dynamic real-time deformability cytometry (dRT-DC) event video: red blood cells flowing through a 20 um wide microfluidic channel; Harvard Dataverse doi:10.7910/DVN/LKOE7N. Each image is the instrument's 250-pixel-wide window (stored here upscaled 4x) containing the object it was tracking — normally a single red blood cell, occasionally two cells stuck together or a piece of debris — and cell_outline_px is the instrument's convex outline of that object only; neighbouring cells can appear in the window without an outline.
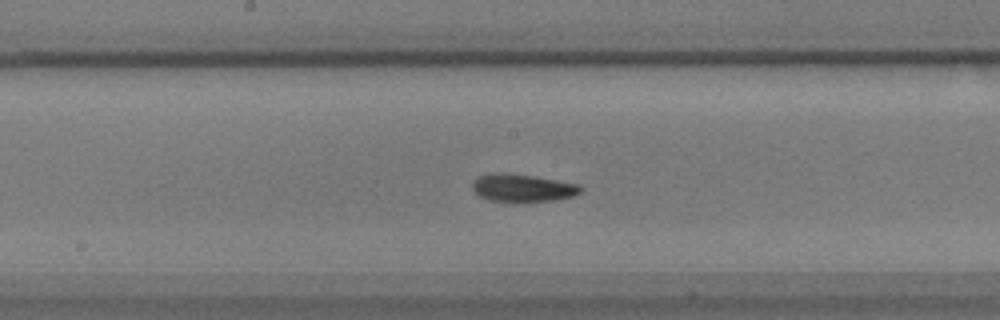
{"species": "common noctule bat (a hibernating species)", "species_latin": "Nyctalus noctula", "temperature_condition": "warm", "stored_images_in_passage": 56, "camera_frame_rate_fps": 3000, "um_per_image_px": 0.085, "animal": {"sex": "male", "body_mass_g": 17.9}, "frame": {"image": 1, "passage_image": 28, "time_ms": 9.0, "image_size_px": [1000, 320], "cell_outline_px": [[584, 188], [580, 192], [572, 196], [556, 200], [516, 204], [512, 204], [488, 200], [480, 196], [472, 188], [472, 180], [480, 176], [496, 172], [504, 172], [532, 176], [580, 184]], "centroid_in_image_um": [44.4, 16.01], "position_along_channel_um": 203.8, "area_um2": 18.09}}
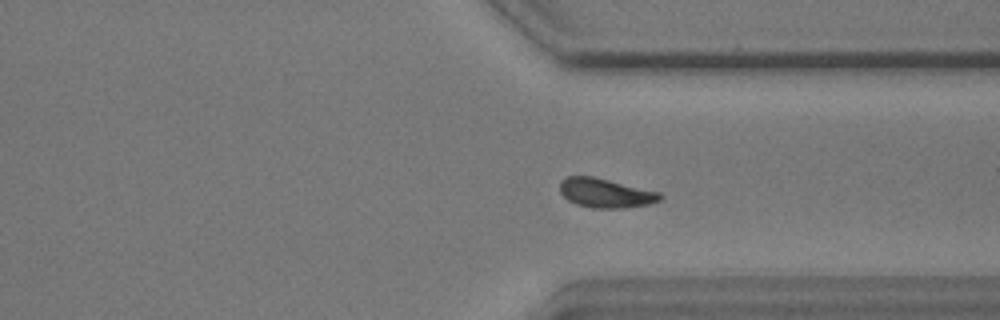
{"frame": {"image": 2, "passage_image": 41, "time_ms": 13.333, "image_size_px": [1000, 320], "cell_outline_px": [[664, 196], [660, 200], [652, 204], [624, 208], [592, 208], [576, 204], [568, 200], [560, 192], [560, 180], [568, 176], [592, 176], [660, 192]], "centroid_in_image_um": [51.49, 16.41], "position_along_channel_um": 359.9, "area_um2": 17.17}}
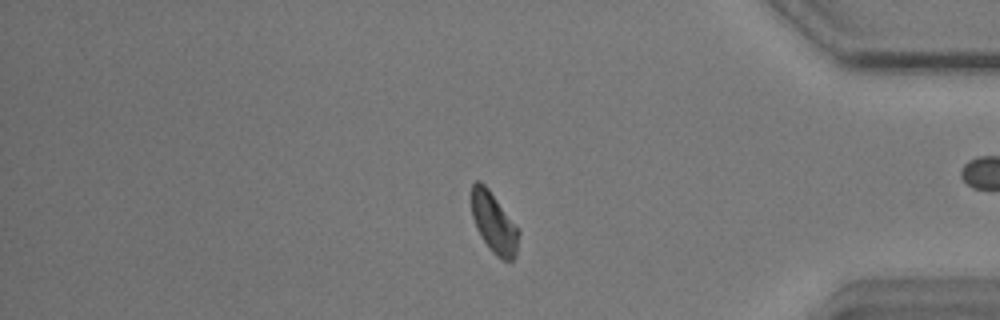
{"frame": {"image": 3, "passage_image": 46, "time_ms": 15.0, "image_size_px": [1000, 320], "cell_outline_px": [[520, 232], [516, 256], [512, 260], [500, 260], [488, 248], [480, 236], [476, 228], [472, 216], [472, 184], [476, 180], [480, 180], [488, 188]], "centroid_in_image_um": [41.97, 18.98], "position_along_channel_um": 393.2, "area_um2": 16.53}, "authors_computed_cell_mechanics": {"area_um2": 16.8198, "velocity_mm_per_s": 3.6022, "shape_relaxation_time_tau1_ms": 2.4343, "shape_relaxation_time_tau2_ms": 5.3723, "deformation_change_tau1": 0.1384, "deformation_change_tau2": 0.1138}}